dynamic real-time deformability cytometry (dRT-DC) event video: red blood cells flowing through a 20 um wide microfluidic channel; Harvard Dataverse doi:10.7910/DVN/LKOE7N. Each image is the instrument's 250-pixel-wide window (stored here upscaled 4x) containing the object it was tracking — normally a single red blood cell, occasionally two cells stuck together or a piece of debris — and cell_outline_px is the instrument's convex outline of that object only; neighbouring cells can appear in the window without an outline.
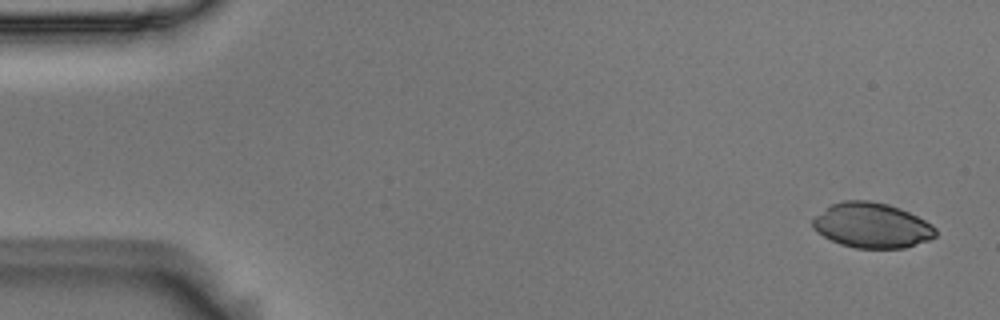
{"species": "Egyptian fruit bat (a non-hibernating species)", "species_latin": "Rousettus aegyptiacus", "temperature_condition": "room temperature", "stored_images_in_passage": 4, "camera_frame_rate_fps": 3000, "um_per_image_px": 0.085, "animal": {"sex": "male"}, "frame": {"image": 1, "passage_image": 1, "time_ms": 0.0, "image_size_px": [1000, 320], "cell_outline_px": [[936, 236], [932, 240], [904, 248], [856, 248], [840, 244], [816, 232], [812, 228], [812, 220], [816, 216], [832, 204], [844, 200], [868, 200], [888, 204], [900, 208], [932, 224], [936, 228]], "centroid_in_image_um": [74.13, 19.17], "position_along_channel_um": 10.9, "area_um2": 32.31}}